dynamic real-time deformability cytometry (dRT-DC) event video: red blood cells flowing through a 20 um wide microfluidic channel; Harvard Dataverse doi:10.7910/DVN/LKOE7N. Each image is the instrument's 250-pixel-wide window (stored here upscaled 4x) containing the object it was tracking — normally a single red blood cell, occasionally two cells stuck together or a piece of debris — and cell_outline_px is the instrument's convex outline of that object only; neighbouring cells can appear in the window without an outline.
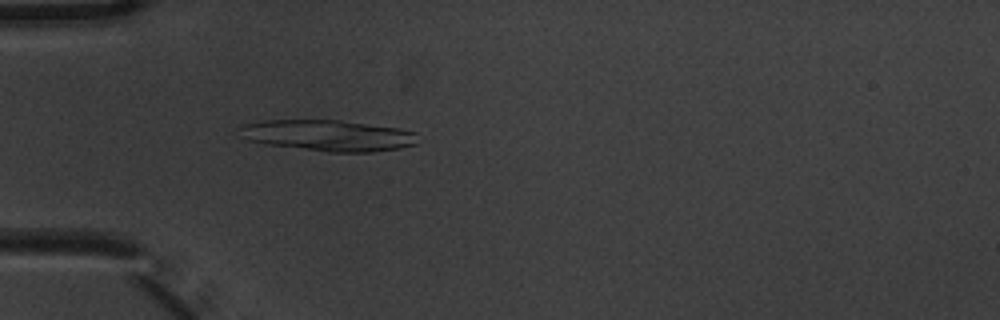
{"species": "common noctule bat (a hibernating species)", "species_latin": "Nyctalus noctula", "temperature_condition": "warm", "stored_images_in_passage": 5, "camera_frame_rate_fps": 3000, "um_per_image_px": 0.085, "animal": {"sex": "male", "body_mass_g": 20.1, "forearm_length_mm": 53.5}, "frame": {"image": 1, "passage_image": 5, "time_ms": 1.333, "image_size_px": [1000, 320], "cell_outline_px": [[416, 144], [400, 148], [372, 152], [328, 152], [264, 144], [248, 140], [236, 128], [244, 124], [264, 120], [340, 120], [396, 128], [416, 132]], "centroid_in_image_um": [27.86, 11.52], "position_along_channel_um": 57.1, "area_um2": 32.25}}